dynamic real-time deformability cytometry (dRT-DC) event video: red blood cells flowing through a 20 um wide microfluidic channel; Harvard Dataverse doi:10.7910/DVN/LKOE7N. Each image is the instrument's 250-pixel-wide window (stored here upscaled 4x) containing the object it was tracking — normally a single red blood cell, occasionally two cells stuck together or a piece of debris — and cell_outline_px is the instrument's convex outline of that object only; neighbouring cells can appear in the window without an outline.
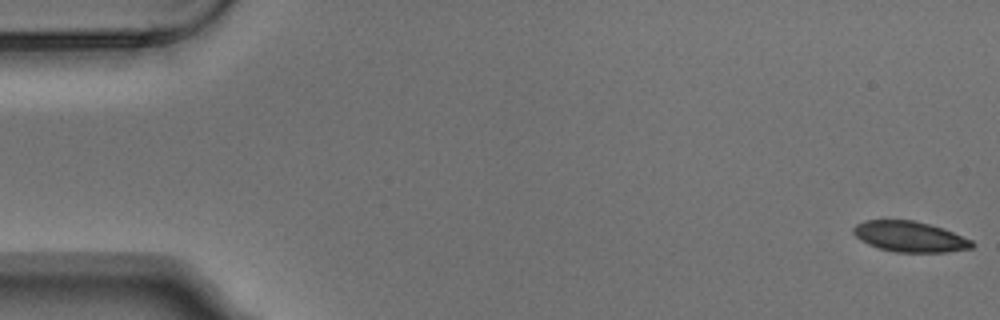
{"species": "Egyptian fruit bat (a non-hibernating species)", "species_latin": "Rousettus aegyptiacus", "temperature_condition": "warm", "stored_images_in_passage": 5, "camera_frame_rate_fps": 3000, "um_per_image_px": 0.085, "animal": {"sex": "male"}, "frame": {"image": 1, "passage_image": 1, "time_ms": 0.0, "image_size_px": [1000, 320], "cell_outline_px": [[976, 244], [972, 248], [944, 252], [896, 252], [880, 248], [868, 244], [860, 240], [852, 232], [852, 228], [856, 224], [864, 220], [912, 220], [944, 228], [972, 240]], "centroid_in_image_um": [77.33, 20.11], "position_along_channel_um": 7.7, "area_um2": 21.15}}